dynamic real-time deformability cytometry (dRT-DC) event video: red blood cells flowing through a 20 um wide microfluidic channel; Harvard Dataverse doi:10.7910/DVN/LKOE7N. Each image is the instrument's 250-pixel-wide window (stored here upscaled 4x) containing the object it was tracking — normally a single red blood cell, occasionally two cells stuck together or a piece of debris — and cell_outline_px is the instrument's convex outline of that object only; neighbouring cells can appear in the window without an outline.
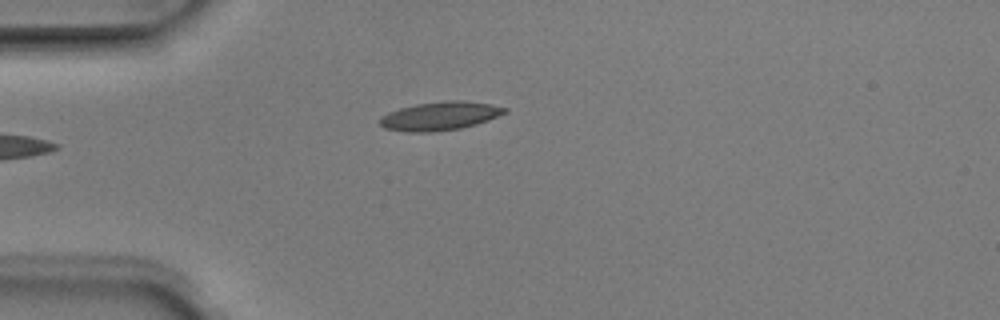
{"species": "Egyptian fruit bat (a non-hibernating species)", "species_latin": "Rousettus aegyptiacus", "temperature_condition": "room temperature", "stored_images_in_passage": 5, "camera_frame_rate_fps": 3000, "um_per_image_px": 0.085, "animal": {"sex": "male"}, "frame": {"image": 1, "passage_image": 5, "time_ms": 1.333, "image_size_px": [1000, 320], "cell_outline_px": [[508, 112], [488, 120], [476, 124], [460, 128], [432, 132], [408, 132], [384, 128], [380, 124], [380, 116], [388, 112], [400, 108], [416, 104], [444, 100], [464, 100], [492, 104], [508, 108]], "centroid_in_image_um": [37.41, 9.85], "position_along_channel_um": 47.6, "area_um2": 20.92}}